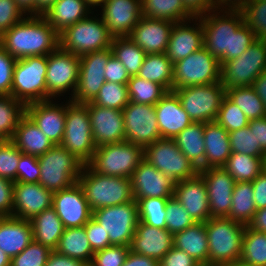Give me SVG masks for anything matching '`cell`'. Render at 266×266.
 <instances>
[{"instance_id":"obj_57","label":"cell","mask_w":266,"mask_h":266,"mask_svg":"<svg viewBox=\"0 0 266 266\" xmlns=\"http://www.w3.org/2000/svg\"><path fill=\"white\" fill-rule=\"evenodd\" d=\"M23 14L15 0H0V36L23 20Z\"/></svg>"},{"instance_id":"obj_54","label":"cell","mask_w":266,"mask_h":266,"mask_svg":"<svg viewBox=\"0 0 266 266\" xmlns=\"http://www.w3.org/2000/svg\"><path fill=\"white\" fill-rule=\"evenodd\" d=\"M51 249L34 240L17 256L11 258L10 266H45Z\"/></svg>"},{"instance_id":"obj_8","label":"cell","mask_w":266,"mask_h":266,"mask_svg":"<svg viewBox=\"0 0 266 266\" xmlns=\"http://www.w3.org/2000/svg\"><path fill=\"white\" fill-rule=\"evenodd\" d=\"M47 56L17 59L13 70L11 96L25 105L46 101Z\"/></svg>"},{"instance_id":"obj_56","label":"cell","mask_w":266,"mask_h":266,"mask_svg":"<svg viewBox=\"0 0 266 266\" xmlns=\"http://www.w3.org/2000/svg\"><path fill=\"white\" fill-rule=\"evenodd\" d=\"M39 178L38 157L22 153L18 162L16 182L39 183Z\"/></svg>"},{"instance_id":"obj_45","label":"cell","mask_w":266,"mask_h":266,"mask_svg":"<svg viewBox=\"0 0 266 266\" xmlns=\"http://www.w3.org/2000/svg\"><path fill=\"white\" fill-rule=\"evenodd\" d=\"M226 96L236 104L249 120L266 116V108L251 86L226 89Z\"/></svg>"},{"instance_id":"obj_15","label":"cell","mask_w":266,"mask_h":266,"mask_svg":"<svg viewBox=\"0 0 266 266\" xmlns=\"http://www.w3.org/2000/svg\"><path fill=\"white\" fill-rule=\"evenodd\" d=\"M80 69V56L58 47L47 55L46 100L62 96L72 89L73 97Z\"/></svg>"},{"instance_id":"obj_76","label":"cell","mask_w":266,"mask_h":266,"mask_svg":"<svg viewBox=\"0 0 266 266\" xmlns=\"http://www.w3.org/2000/svg\"><path fill=\"white\" fill-rule=\"evenodd\" d=\"M200 266H219V265H209V264H207V265H200Z\"/></svg>"},{"instance_id":"obj_65","label":"cell","mask_w":266,"mask_h":266,"mask_svg":"<svg viewBox=\"0 0 266 266\" xmlns=\"http://www.w3.org/2000/svg\"><path fill=\"white\" fill-rule=\"evenodd\" d=\"M45 266H89L80 259L65 256L56 250H52Z\"/></svg>"},{"instance_id":"obj_34","label":"cell","mask_w":266,"mask_h":266,"mask_svg":"<svg viewBox=\"0 0 266 266\" xmlns=\"http://www.w3.org/2000/svg\"><path fill=\"white\" fill-rule=\"evenodd\" d=\"M173 246L189 254L200 265H207L209 250L205 222H196L174 234Z\"/></svg>"},{"instance_id":"obj_17","label":"cell","mask_w":266,"mask_h":266,"mask_svg":"<svg viewBox=\"0 0 266 266\" xmlns=\"http://www.w3.org/2000/svg\"><path fill=\"white\" fill-rule=\"evenodd\" d=\"M122 111L125 123V141L145 148L161 139L154 105L129 101Z\"/></svg>"},{"instance_id":"obj_39","label":"cell","mask_w":266,"mask_h":266,"mask_svg":"<svg viewBox=\"0 0 266 266\" xmlns=\"http://www.w3.org/2000/svg\"><path fill=\"white\" fill-rule=\"evenodd\" d=\"M137 76L162 85L168 92L173 90V63L165 53L146 54Z\"/></svg>"},{"instance_id":"obj_7","label":"cell","mask_w":266,"mask_h":266,"mask_svg":"<svg viewBox=\"0 0 266 266\" xmlns=\"http://www.w3.org/2000/svg\"><path fill=\"white\" fill-rule=\"evenodd\" d=\"M112 39L102 19L89 15L59 34V47L81 56L111 48Z\"/></svg>"},{"instance_id":"obj_44","label":"cell","mask_w":266,"mask_h":266,"mask_svg":"<svg viewBox=\"0 0 266 266\" xmlns=\"http://www.w3.org/2000/svg\"><path fill=\"white\" fill-rule=\"evenodd\" d=\"M239 261L250 266H266V233L245 226Z\"/></svg>"},{"instance_id":"obj_59","label":"cell","mask_w":266,"mask_h":266,"mask_svg":"<svg viewBox=\"0 0 266 266\" xmlns=\"http://www.w3.org/2000/svg\"><path fill=\"white\" fill-rule=\"evenodd\" d=\"M84 228L89 244L94 253L103 250L106 247L112 246L110 244L108 233L105 232V230L101 228V226L93 218L87 222Z\"/></svg>"},{"instance_id":"obj_10","label":"cell","mask_w":266,"mask_h":266,"mask_svg":"<svg viewBox=\"0 0 266 266\" xmlns=\"http://www.w3.org/2000/svg\"><path fill=\"white\" fill-rule=\"evenodd\" d=\"M60 145L85 165L91 160L97 147L92 138L90 116L85 103H75L68 100L65 132Z\"/></svg>"},{"instance_id":"obj_41","label":"cell","mask_w":266,"mask_h":266,"mask_svg":"<svg viewBox=\"0 0 266 266\" xmlns=\"http://www.w3.org/2000/svg\"><path fill=\"white\" fill-rule=\"evenodd\" d=\"M256 211L252 182H235L232 193V206L227 217L247 226Z\"/></svg>"},{"instance_id":"obj_31","label":"cell","mask_w":266,"mask_h":266,"mask_svg":"<svg viewBox=\"0 0 266 266\" xmlns=\"http://www.w3.org/2000/svg\"><path fill=\"white\" fill-rule=\"evenodd\" d=\"M205 169L223 167L231 155L229 132L216 121L204 126Z\"/></svg>"},{"instance_id":"obj_5","label":"cell","mask_w":266,"mask_h":266,"mask_svg":"<svg viewBox=\"0 0 266 266\" xmlns=\"http://www.w3.org/2000/svg\"><path fill=\"white\" fill-rule=\"evenodd\" d=\"M39 183L52 193L67 189L78 182L85 164L61 145H54L38 157Z\"/></svg>"},{"instance_id":"obj_30","label":"cell","mask_w":266,"mask_h":266,"mask_svg":"<svg viewBox=\"0 0 266 266\" xmlns=\"http://www.w3.org/2000/svg\"><path fill=\"white\" fill-rule=\"evenodd\" d=\"M33 240L29 220L0 217V249L10 258L21 253Z\"/></svg>"},{"instance_id":"obj_70","label":"cell","mask_w":266,"mask_h":266,"mask_svg":"<svg viewBox=\"0 0 266 266\" xmlns=\"http://www.w3.org/2000/svg\"><path fill=\"white\" fill-rule=\"evenodd\" d=\"M21 11L28 16H36V1L35 0H15Z\"/></svg>"},{"instance_id":"obj_71","label":"cell","mask_w":266,"mask_h":266,"mask_svg":"<svg viewBox=\"0 0 266 266\" xmlns=\"http://www.w3.org/2000/svg\"><path fill=\"white\" fill-rule=\"evenodd\" d=\"M217 1L220 9L223 7L224 9L227 7L232 9H240L246 2L250 0H217Z\"/></svg>"},{"instance_id":"obj_13","label":"cell","mask_w":266,"mask_h":266,"mask_svg":"<svg viewBox=\"0 0 266 266\" xmlns=\"http://www.w3.org/2000/svg\"><path fill=\"white\" fill-rule=\"evenodd\" d=\"M92 218L108 233L111 245L129 247L140 221L138 203L102 207L92 211Z\"/></svg>"},{"instance_id":"obj_58","label":"cell","mask_w":266,"mask_h":266,"mask_svg":"<svg viewBox=\"0 0 266 266\" xmlns=\"http://www.w3.org/2000/svg\"><path fill=\"white\" fill-rule=\"evenodd\" d=\"M17 59L0 46V95H11L13 70Z\"/></svg>"},{"instance_id":"obj_72","label":"cell","mask_w":266,"mask_h":266,"mask_svg":"<svg viewBox=\"0 0 266 266\" xmlns=\"http://www.w3.org/2000/svg\"><path fill=\"white\" fill-rule=\"evenodd\" d=\"M36 16H42L57 0H35Z\"/></svg>"},{"instance_id":"obj_61","label":"cell","mask_w":266,"mask_h":266,"mask_svg":"<svg viewBox=\"0 0 266 266\" xmlns=\"http://www.w3.org/2000/svg\"><path fill=\"white\" fill-rule=\"evenodd\" d=\"M159 266H200L189 254L172 247L159 261Z\"/></svg>"},{"instance_id":"obj_42","label":"cell","mask_w":266,"mask_h":266,"mask_svg":"<svg viewBox=\"0 0 266 266\" xmlns=\"http://www.w3.org/2000/svg\"><path fill=\"white\" fill-rule=\"evenodd\" d=\"M113 56L121 61L130 76L139 74L146 53L128 36L112 39Z\"/></svg>"},{"instance_id":"obj_52","label":"cell","mask_w":266,"mask_h":266,"mask_svg":"<svg viewBox=\"0 0 266 266\" xmlns=\"http://www.w3.org/2000/svg\"><path fill=\"white\" fill-rule=\"evenodd\" d=\"M166 229L172 235L185 230L196 222L191 218L186 209L174 198H168L166 205Z\"/></svg>"},{"instance_id":"obj_27","label":"cell","mask_w":266,"mask_h":266,"mask_svg":"<svg viewBox=\"0 0 266 266\" xmlns=\"http://www.w3.org/2000/svg\"><path fill=\"white\" fill-rule=\"evenodd\" d=\"M172 247L173 235L167 229L153 227L139 221L129 249L132 253L150 257L159 262Z\"/></svg>"},{"instance_id":"obj_35","label":"cell","mask_w":266,"mask_h":266,"mask_svg":"<svg viewBox=\"0 0 266 266\" xmlns=\"http://www.w3.org/2000/svg\"><path fill=\"white\" fill-rule=\"evenodd\" d=\"M204 126L202 122H192L175 138L180 151L198 169H205V141Z\"/></svg>"},{"instance_id":"obj_60","label":"cell","mask_w":266,"mask_h":266,"mask_svg":"<svg viewBox=\"0 0 266 266\" xmlns=\"http://www.w3.org/2000/svg\"><path fill=\"white\" fill-rule=\"evenodd\" d=\"M105 69L104 76L107 82L120 83L123 85L128 84L130 75L121 61L113 55L109 58Z\"/></svg>"},{"instance_id":"obj_6","label":"cell","mask_w":266,"mask_h":266,"mask_svg":"<svg viewBox=\"0 0 266 266\" xmlns=\"http://www.w3.org/2000/svg\"><path fill=\"white\" fill-rule=\"evenodd\" d=\"M143 159L142 146L123 141L97 147L86 165L100 174L131 178Z\"/></svg>"},{"instance_id":"obj_12","label":"cell","mask_w":266,"mask_h":266,"mask_svg":"<svg viewBox=\"0 0 266 266\" xmlns=\"http://www.w3.org/2000/svg\"><path fill=\"white\" fill-rule=\"evenodd\" d=\"M173 92L178 96L192 122L202 123L216 120L226 95V89L220 82L179 88Z\"/></svg>"},{"instance_id":"obj_63","label":"cell","mask_w":266,"mask_h":266,"mask_svg":"<svg viewBox=\"0 0 266 266\" xmlns=\"http://www.w3.org/2000/svg\"><path fill=\"white\" fill-rule=\"evenodd\" d=\"M185 8L194 16L199 17L218 9L217 0H182Z\"/></svg>"},{"instance_id":"obj_53","label":"cell","mask_w":266,"mask_h":266,"mask_svg":"<svg viewBox=\"0 0 266 266\" xmlns=\"http://www.w3.org/2000/svg\"><path fill=\"white\" fill-rule=\"evenodd\" d=\"M22 152L11 140L0 142V177L16 182L18 162Z\"/></svg>"},{"instance_id":"obj_36","label":"cell","mask_w":266,"mask_h":266,"mask_svg":"<svg viewBox=\"0 0 266 266\" xmlns=\"http://www.w3.org/2000/svg\"><path fill=\"white\" fill-rule=\"evenodd\" d=\"M30 223L33 240L47 246L51 250H55L65 230L56 210L53 207L44 210L42 213L34 216Z\"/></svg>"},{"instance_id":"obj_26","label":"cell","mask_w":266,"mask_h":266,"mask_svg":"<svg viewBox=\"0 0 266 266\" xmlns=\"http://www.w3.org/2000/svg\"><path fill=\"white\" fill-rule=\"evenodd\" d=\"M197 25L191 27L188 20L184 22L174 23L169 42L165 54L167 58L174 64L175 62L188 57L190 54L199 50L204 46L203 27L199 17H195Z\"/></svg>"},{"instance_id":"obj_25","label":"cell","mask_w":266,"mask_h":266,"mask_svg":"<svg viewBox=\"0 0 266 266\" xmlns=\"http://www.w3.org/2000/svg\"><path fill=\"white\" fill-rule=\"evenodd\" d=\"M173 197L195 222H207L211 218L206 184L199 172L194 177L176 182Z\"/></svg>"},{"instance_id":"obj_47","label":"cell","mask_w":266,"mask_h":266,"mask_svg":"<svg viewBox=\"0 0 266 266\" xmlns=\"http://www.w3.org/2000/svg\"><path fill=\"white\" fill-rule=\"evenodd\" d=\"M168 198L138 199L139 220L147 225L166 229V205Z\"/></svg>"},{"instance_id":"obj_43","label":"cell","mask_w":266,"mask_h":266,"mask_svg":"<svg viewBox=\"0 0 266 266\" xmlns=\"http://www.w3.org/2000/svg\"><path fill=\"white\" fill-rule=\"evenodd\" d=\"M26 114V105L11 95H0V139L11 140L21 118Z\"/></svg>"},{"instance_id":"obj_73","label":"cell","mask_w":266,"mask_h":266,"mask_svg":"<svg viewBox=\"0 0 266 266\" xmlns=\"http://www.w3.org/2000/svg\"><path fill=\"white\" fill-rule=\"evenodd\" d=\"M11 258L0 249V266H10Z\"/></svg>"},{"instance_id":"obj_37","label":"cell","mask_w":266,"mask_h":266,"mask_svg":"<svg viewBox=\"0 0 266 266\" xmlns=\"http://www.w3.org/2000/svg\"><path fill=\"white\" fill-rule=\"evenodd\" d=\"M141 13L143 17L174 23L194 21L195 18L182 0H141Z\"/></svg>"},{"instance_id":"obj_62","label":"cell","mask_w":266,"mask_h":266,"mask_svg":"<svg viewBox=\"0 0 266 266\" xmlns=\"http://www.w3.org/2000/svg\"><path fill=\"white\" fill-rule=\"evenodd\" d=\"M14 182L0 177V217L12 216Z\"/></svg>"},{"instance_id":"obj_23","label":"cell","mask_w":266,"mask_h":266,"mask_svg":"<svg viewBox=\"0 0 266 266\" xmlns=\"http://www.w3.org/2000/svg\"><path fill=\"white\" fill-rule=\"evenodd\" d=\"M206 184L210 217H227L232 206L235 180L223 168L199 170Z\"/></svg>"},{"instance_id":"obj_24","label":"cell","mask_w":266,"mask_h":266,"mask_svg":"<svg viewBox=\"0 0 266 266\" xmlns=\"http://www.w3.org/2000/svg\"><path fill=\"white\" fill-rule=\"evenodd\" d=\"M51 101L27 104L26 114L54 145H60L65 132L66 104L59 105Z\"/></svg>"},{"instance_id":"obj_38","label":"cell","mask_w":266,"mask_h":266,"mask_svg":"<svg viewBox=\"0 0 266 266\" xmlns=\"http://www.w3.org/2000/svg\"><path fill=\"white\" fill-rule=\"evenodd\" d=\"M55 250L65 256L80 259L88 265L94 255L84 226L65 228Z\"/></svg>"},{"instance_id":"obj_48","label":"cell","mask_w":266,"mask_h":266,"mask_svg":"<svg viewBox=\"0 0 266 266\" xmlns=\"http://www.w3.org/2000/svg\"><path fill=\"white\" fill-rule=\"evenodd\" d=\"M91 103L110 109L123 110L129 103L128 86L106 81Z\"/></svg>"},{"instance_id":"obj_46","label":"cell","mask_w":266,"mask_h":266,"mask_svg":"<svg viewBox=\"0 0 266 266\" xmlns=\"http://www.w3.org/2000/svg\"><path fill=\"white\" fill-rule=\"evenodd\" d=\"M127 86L129 101L137 104L156 105L168 92L162 85L137 75L130 76Z\"/></svg>"},{"instance_id":"obj_18","label":"cell","mask_w":266,"mask_h":266,"mask_svg":"<svg viewBox=\"0 0 266 266\" xmlns=\"http://www.w3.org/2000/svg\"><path fill=\"white\" fill-rule=\"evenodd\" d=\"M131 186L134 200L143 198H171L176 182L143 159L132 173Z\"/></svg>"},{"instance_id":"obj_33","label":"cell","mask_w":266,"mask_h":266,"mask_svg":"<svg viewBox=\"0 0 266 266\" xmlns=\"http://www.w3.org/2000/svg\"><path fill=\"white\" fill-rule=\"evenodd\" d=\"M91 7L85 0H57L42 16L60 34L66 28L88 17Z\"/></svg>"},{"instance_id":"obj_20","label":"cell","mask_w":266,"mask_h":266,"mask_svg":"<svg viewBox=\"0 0 266 266\" xmlns=\"http://www.w3.org/2000/svg\"><path fill=\"white\" fill-rule=\"evenodd\" d=\"M52 207L65 228L82 227L92 218L83 189L77 183L53 194Z\"/></svg>"},{"instance_id":"obj_2","label":"cell","mask_w":266,"mask_h":266,"mask_svg":"<svg viewBox=\"0 0 266 266\" xmlns=\"http://www.w3.org/2000/svg\"><path fill=\"white\" fill-rule=\"evenodd\" d=\"M10 56H47L59 47V34L43 16H27L0 36Z\"/></svg>"},{"instance_id":"obj_50","label":"cell","mask_w":266,"mask_h":266,"mask_svg":"<svg viewBox=\"0 0 266 266\" xmlns=\"http://www.w3.org/2000/svg\"><path fill=\"white\" fill-rule=\"evenodd\" d=\"M231 152L255 157H266V152L256 141L254 132H250L249 126L229 132Z\"/></svg>"},{"instance_id":"obj_19","label":"cell","mask_w":266,"mask_h":266,"mask_svg":"<svg viewBox=\"0 0 266 266\" xmlns=\"http://www.w3.org/2000/svg\"><path fill=\"white\" fill-rule=\"evenodd\" d=\"M90 116L92 138L96 147L125 141V123L122 110L85 103Z\"/></svg>"},{"instance_id":"obj_55","label":"cell","mask_w":266,"mask_h":266,"mask_svg":"<svg viewBox=\"0 0 266 266\" xmlns=\"http://www.w3.org/2000/svg\"><path fill=\"white\" fill-rule=\"evenodd\" d=\"M130 249L124 245H112L94 253L89 266H122Z\"/></svg>"},{"instance_id":"obj_22","label":"cell","mask_w":266,"mask_h":266,"mask_svg":"<svg viewBox=\"0 0 266 266\" xmlns=\"http://www.w3.org/2000/svg\"><path fill=\"white\" fill-rule=\"evenodd\" d=\"M53 194L40 183L14 182L12 217L30 221L52 207Z\"/></svg>"},{"instance_id":"obj_64","label":"cell","mask_w":266,"mask_h":266,"mask_svg":"<svg viewBox=\"0 0 266 266\" xmlns=\"http://www.w3.org/2000/svg\"><path fill=\"white\" fill-rule=\"evenodd\" d=\"M254 203L257 210L266 208V170L264 169L257 178L252 181Z\"/></svg>"},{"instance_id":"obj_32","label":"cell","mask_w":266,"mask_h":266,"mask_svg":"<svg viewBox=\"0 0 266 266\" xmlns=\"http://www.w3.org/2000/svg\"><path fill=\"white\" fill-rule=\"evenodd\" d=\"M11 141L23 154L37 157L54 146L27 114L18 123Z\"/></svg>"},{"instance_id":"obj_40","label":"cell","mask_w":266,"mask_h":266,"mask_svg":"<svg viewBox=\"0 0 266 266\" xmlns=\"http://www.w3.org/2000/svg\"><path fill=\"white\" fill-rule=\"evenodd\" d=\"M265 159L231 152L223 168L235 182H252L265 169Z\"/></svg>"},{"instance_id":"obj_67","label":"cell","mask_w":266,"mask_h":266,"mask_svg":"<svg viewBox=\"0 0 266 266\" xmlns=\"http://www.w3.org/2000/svg\"><path fill=\"white\" fill-rule=\"evenodd\" d=\"M122 266H159V262L150 257L138 255L129 251Z\"/></svg>"},{"instance_id":"obj_68","label":"cell","mask_w":266,"mask_h":266,"mask_svg":"<svg viewBox=\"0 0 266 266\" xmlns=\"http://www.w3.org/2000/svg\"><path fill=\"white\" fill-rule=\"evenodd\" d=\"M247 226L253 231L266 233V208L257 210Z\"/></svg>"},{"instance_id":"obj_16","label":"cell","mask_w":266,"mask_h":266,"mask_svg":"<svg viewBox=\"0 0 266 266\" xmlns=\"http://www.w3.org/2000/svg\"><path fill=\"white\" fill-rule=\"evenodd\" d=\"M111 48L86 53L80 56V69L77 86L71 101L75 103L91 102L106 82L104 73Z\"/></svg>"},{"instance_id":"obj_1","label":"cell","mask_w":266,"mask_h":266,"mask_svg":"<svg viewBox=\"0 0 266 266\" xmlns=\"http://www.w3.org/2000/svg\"><path fill=\"white\" fill-rule=\"evenodd\" d=\"M219 10H212L199 18L203 27L204 47L222 63L241 56L256 38L244 22L240 9Z\"/></svg>"},{"instance_id":"obj_49","label":"cell","mask_w":266,"mask_h":266,"mask_svg":"<svg viewBox=\"0 0 266 266\" xmlns=\"http://www.w3.org/2000/svg\"><path fill=\"white\" fill-rule=\"evenodd\" d=\"M240 10L256 40L266 41V0H250Z\"/></svg>"},{"instance_id":"obj_14","label":"cell","mask_w":266,"mask_h":266,"mask_svg":"<svg viewBox=\"0 0 266 266\" xmlns=\"http://www.w3.org/2000/svg\"><path fill=\"white\" fill-rule=\"evenodd\" d=\"M144 159L175 182L194 177L199 172L180 151L174 139L161 138L147 145Z\"/></svg>"},{"instance_id":"obj_3","label":"cell","mask_w":266,"mask_h":266,"mask_svg":"<svg viewBox=\"0 0 266 266\" xmlns=\"http://www.w3.org/2000/svg\"><path fill=\"white\" fill-rule=\"evenodd\" d=\"M78 184L83 189L91 211L134 200L130 178L100 174L87 165L78 177Z\"/></svg>"},{"instance_id":"obj_69","label":"cell","mask_w":266,"mask_h":266,"mask_svg":"<svg viewBox=\"0 0 266 266\" xmlns=\"http://www.w3.org/2000/svg\"><path fill=\"white\" fill-rule=\"evenodd\" d=\"M251 87L261 98L266 108V70L263 71L252 83Z\"/></svg>"},{"instance_id":"obj_4","label":"cell","mask_w":266,"mask_h":266,"mask_svg":"<svg viewBox=\"0 0 266 266\" xmlns=\"http://www.w3.org/2000/svg\"><path fill=\"white\" fill-rule=\"evenodd\" d=\"M245 226L228 217H212L205 222L209 265L224 266L239 261Z\"/></svg>"},{"instance_id":"obj_75","label":"cell","mask_w":266,"mask_h":266,"mask_svg":"<svg viewBox=\"0 0 266 266\" xmlns=\"http://www.w3.org/2000/svg\"><path fill=\"white\" fill-rule=\"evenodd\" d=\"M224 266H250V265L244 264L241 261H237L235 263H230V264H227V265H224Z\"/></svg>"},{"instance_id":"obj_11","label":"cell","mask_w":266,"mask_h":266,"mask_svg":"<svg viewBox=\"0 0 266 266\" xmlns=\"http://www.w3.org/2000/svg\"><path fill=\"white\" fill-rule=\"evenodd\" d=\"M220 82V62L204 46L173 64V90Z\"/></svg>"},{"instance_id":"obj_29","label":"cell","mask_w":266,"mask_h":266,"mask_svg":"<svg viewBox=\"0 0 266 266\" xmlns=\"http://www.w3.org/2000/svg\"><path fill=\"white\" fill-rule=\"evenodd\" d=\"M154 107L161 138L174 139L192 123L173 91L167 92Z\"/></svg>"},{"instance_id":"obj_28","label":"cell","mask_w":266,"mask_h":266,"mask_svg":"<svg viewBox=\"0 0 266 266\" xmlns=\"http://www.w3.org/2000/svg\"><path fill=\"white\" fill-rule=\"evenodd\" d=\"M174 22L141 17L129 37L146 53H165Z\"/></svg>"},{"instance_id":"obj_74","label":"cell","mask_w":266,"mask_h":266,"mask_svg":"<svg viewBox=\"0 0 266 266\" xmlns=\"http://www.w3.org/2000/svg\"><path fill=\"white\" fill-rule=\"evenodd\" d=\"M105 0H85L90 7L100 6Z\"/></svg>"},{"instance_id":"obj_66","label":"cell","mask_w":266,"mask_h":266,"mask_svg":"<svg viewBox=\"0 0 266 266\" xmlns=\"http://www.w3.org/2000/svg\"><path fill=\"white\" fill-rule=\"evenodd\" d=\"M250 132H254L256 141L261 148L266 152V116L249 121Z\"/></svg>"},{"instance_id":"obj_21","label":"cell","mask_w":266,"mask_h":266,"mask_svg":"<svg viewBox=\"0 0 266 266\" xmlns=\"http://www.w3.org/2000/svg\"><path fill=\"white\" fill-rule=\"evenodd\" d=\"M100 6L101 19L113 38L128 37L142 17L141 0H105Z\"/></svg>"},{"instance_id":"obj_51","label":"cell","mask_w":266,"mask_h":266,"mask_svg":"<svg viewBox=\"0 0 266 266\" xmlns=\"http://www.w3.org/2000/svg\"><path fill=\"white\" fill-rule=\"evenodd\" d=\"M215 121L227 132H232L246 127L250 120L242 110L225 95Z\"/></svg>"},{"instance_id":"obj_9","label":"cell","mask_w":266,"mask_h":266,"mask_svg":"<svg viewBox=\"0 0 266 266\" xmlns=\"http://www.w3.org/2000/svg\"><path fill=\"white\" fill-rule=\"evenodd\" d=\"M266 70V41L255 40L239 57L220 63V83L225 89L251 86Z\"/></svg>"}]
</instances>
